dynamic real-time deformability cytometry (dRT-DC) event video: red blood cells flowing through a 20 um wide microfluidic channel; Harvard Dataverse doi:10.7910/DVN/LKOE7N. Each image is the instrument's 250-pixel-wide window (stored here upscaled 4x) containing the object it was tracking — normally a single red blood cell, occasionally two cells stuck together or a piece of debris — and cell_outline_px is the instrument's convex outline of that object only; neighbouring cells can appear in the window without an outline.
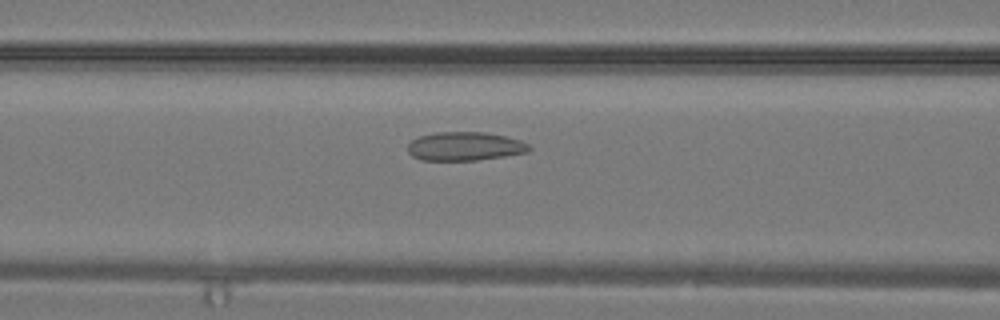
{"species": "common noctule bat (a hibernating species)", "species_latin": "Nyctalus noctula", "temperature_condition": "warm", "stored_images_in_passage": 27, "camera_frame_rate_fps": 3000, "um_per_image_px": 0.085, "animal": {"sex": "male", "body_mass_g": 19.2, "forearm_length_mm": 51.8}, "frame": {"image": 1, "passage_image": 8, "time_ms": 2.333, "image_size_px": [1000, 320], "cell_outline_px": [[532, 148], [528, 152], [504, 156], [476, 160], [420, 160], [412, 156], [408, 152], [408, 144], [412, 140], [420, 136], [436, 132], [484, 132], [504, 136], [520, 140], [528, 144]], "centroid_in_image_um": [39.5, 12.44], "position_along_channel_um": 127.1, "area_um2": 20.23}}
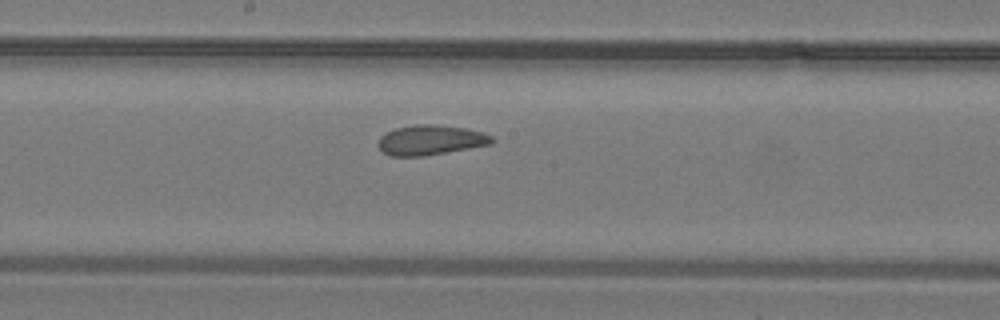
{"frame": {"image": 2, "passage_image": 12, "time_ms": 3.667, "image_size_px": [1000, 320], "cell_outline_px": [[496, 140], [492, 144], [424, 156], [388, 156], [380, 148], [380, 136], [396, 128], [416, 124], [432, 124], [468, 128], [484, 132], [492, 136]], "centroid_in_image_um": [36.66, 11.9], "position_along_channel_um": 211.5, "area_um2": 19.83}}
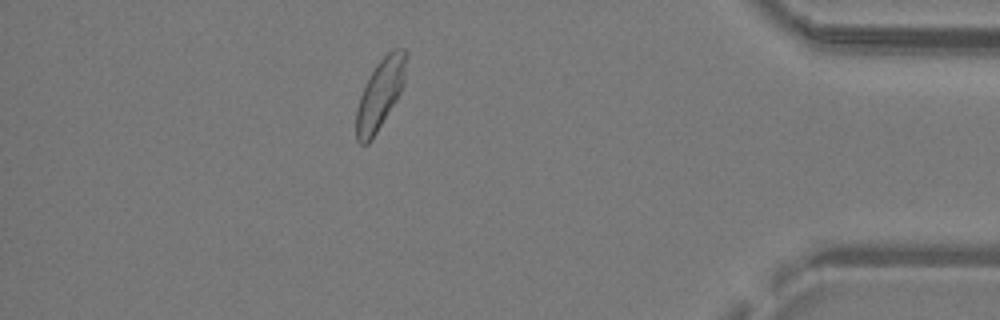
{"frame": {"image": 3, "passage_image": 23, "time_ms": 7.333, "image_size_px": [1000, 320], "cell_outline_px": [[408, 52], [404, 80], [400, 92], [396, 100], [372, 140], [368, 144], [360, 144], [356, 140], [356, 112], [360, 96], [376, 64], [392, 48], [404, 48]], "centroid_in_image_um": [32.32, 7.99], "position_along_channel_um": 402.9, "area_um2": 20.17}}